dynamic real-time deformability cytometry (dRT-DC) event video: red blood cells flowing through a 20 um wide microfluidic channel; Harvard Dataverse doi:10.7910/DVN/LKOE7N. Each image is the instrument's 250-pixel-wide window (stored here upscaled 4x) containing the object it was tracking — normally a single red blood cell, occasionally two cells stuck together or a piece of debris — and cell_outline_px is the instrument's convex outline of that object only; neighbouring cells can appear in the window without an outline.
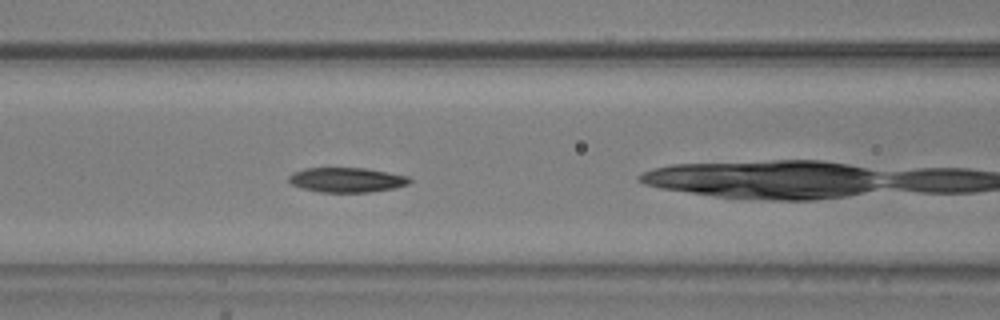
{"species": "common noctule bat (a hibernating species)", "species_latin": "Nyctalus noctula", "temperature_condition": "warm", "stored_images_in_passage": 39, "camera_frame_rate_fps": 3000, "um_per_image_px": 0.085, "animal": {"sex": "male", "body_mass_g": 20.5, "forearm_length_mm": 52.5}, "frame": {"image": 1, "passage_image": 6, "time_ms": 1.667, "image_size_px": [1000, 320], "cell_outline_px": [[412, 180], [408, 184], [396, 188], [368, 192], [320, 192], [304, 188], [292, 184], [288, 180], [288, 176], [292, 172], [304, 168], [364, 168], [388, 172], [408, 176]], "centroid_in_image_um": [29.48, 15.28], "position_along_channel_um": 137.1, "area_um2": 17.4}}
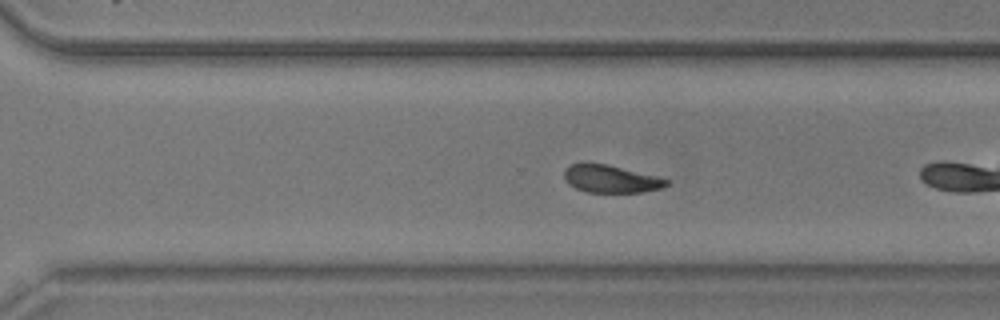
{"frame": {"image": 2, "passage_image": 21, "time_ms": 6.667, "image_size_px": [1000, 320], "cell_outline_px": [[668, 184], [660, 188], [644, 192], [588, 192], [576, 188], [568, 184], [564, 176], [564, 168], [568, 164], [584, 160], [608, 164], [656, 176], [668, 180]], "centroid_in_image_um": [51.82, 15.16], "position_along_channel_um": 318.8, "area_um2": 16.82}}
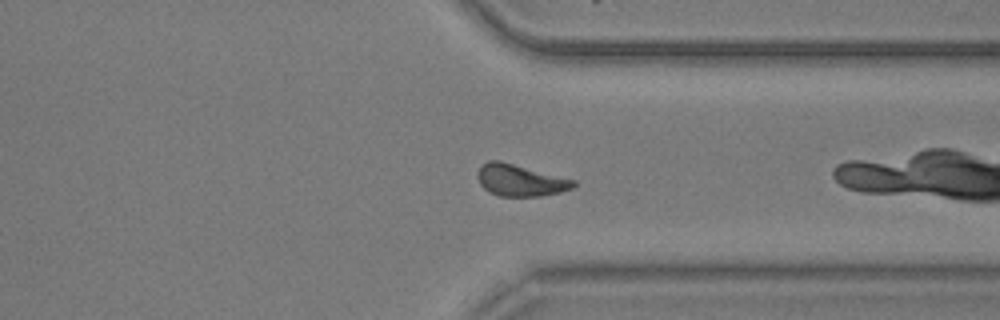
{"frame": {"image": 3, "passage_image": 25, "time_ms": 8.0, "image_size_px": [1000, 320], "cell_outline_px": [[576, 184], [572, 188], [560, 192], [540, 196], [500, 196], [488, 192], [480, 184], [476, 176], [476, 172], [480, 164], [488, 160], [500, 160], [576, 180]], "centroid_in_image_um": [44.17, 15.31], "position_along_channel_um": 367.2, "area_um2": 17.98}, "authors_computed_cell_mechanics": {"area_um2": 17.5712, "velocity_mm_per_s": 3.638, "shape_relaxation_time_tau1_ms": 2.7175, "shape_relaxation_time_tau2_ms": null, "deformation_change_tau1": 0.093, "deformation_change_tau2": null}}